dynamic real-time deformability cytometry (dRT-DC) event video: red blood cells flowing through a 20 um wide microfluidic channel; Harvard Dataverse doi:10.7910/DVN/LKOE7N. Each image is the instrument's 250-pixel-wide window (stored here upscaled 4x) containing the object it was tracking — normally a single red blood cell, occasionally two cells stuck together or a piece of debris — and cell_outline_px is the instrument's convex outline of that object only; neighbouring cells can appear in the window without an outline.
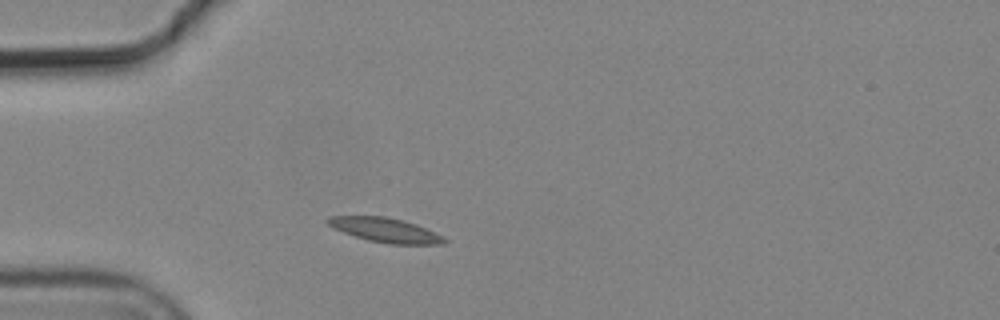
{"species": "common noctule bat (a hibernating species)", "species_latin": "Nyctalus noctula", "temperature_condition": "cold", "stored_images_in_passage": 2, "camera_frame_rate_fps": 3000, "um_per_image_px": 0.085, "animal": {"sex": "male", "body_mass_g": 19.2, "forearm_length_mm": 51.8}, "frame": {"image": 1, "passage_image": 1, "time_ms": 0.0, "image_size_px": [1000, 320], "cell_outline_px": [[448, 240], [444, 244], [388, 244], [368, 240], [332, 228], [324, 220], [328, 216], [384, 216], [404, 220], [416, 224]], "centroid_in_image_um": [32.69, 19.55], "position_along_channel_um": 52.3, "area_um2": 16.42}}